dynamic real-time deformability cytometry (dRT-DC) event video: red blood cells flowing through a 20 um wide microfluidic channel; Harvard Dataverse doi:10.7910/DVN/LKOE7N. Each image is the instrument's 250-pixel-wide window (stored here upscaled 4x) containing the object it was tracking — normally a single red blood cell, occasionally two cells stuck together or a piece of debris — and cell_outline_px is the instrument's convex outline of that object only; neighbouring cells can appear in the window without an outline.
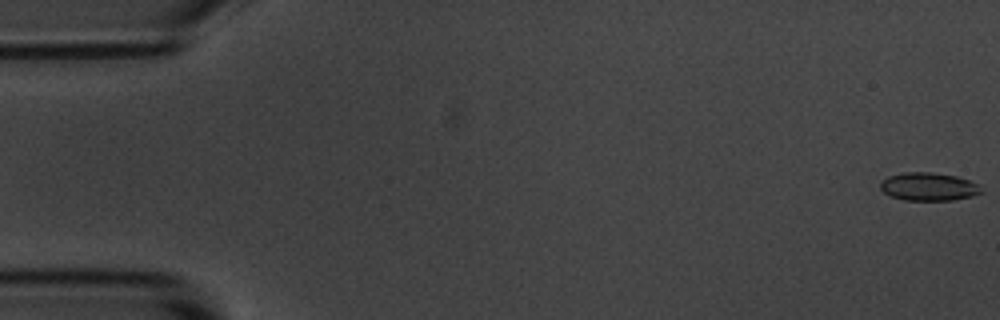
{"species": "common noctule bat (a hibernating species)", "species_latin": "Nyctalus noctula", "temperature_condition": "room temperature", "stored_images_in_passage": 5, "camera_frame_rate_fps": 3000, "um_per_image_px": 0.085, "animal": {"sex": "male", "body_mass_g": 20.1, "forearm_length_mm": 53.5}, "frame": {"image": 1, "passage_image": 1, "time_ms": 0.0, "image_size_px": [1000, 320], "cell_outline_px": [[984, 192], [972, 196], [952, 200], [904, 200], [892, 196], [884, 192], [880, 188], [880, 184], [888, 176], [904, 172], [932, 172], [956, 176], [980, 184]], "centroid_in_image_um": [78.97, 15.86], "position_along_channel_um": 6.0, "area_um2": 16.53}}
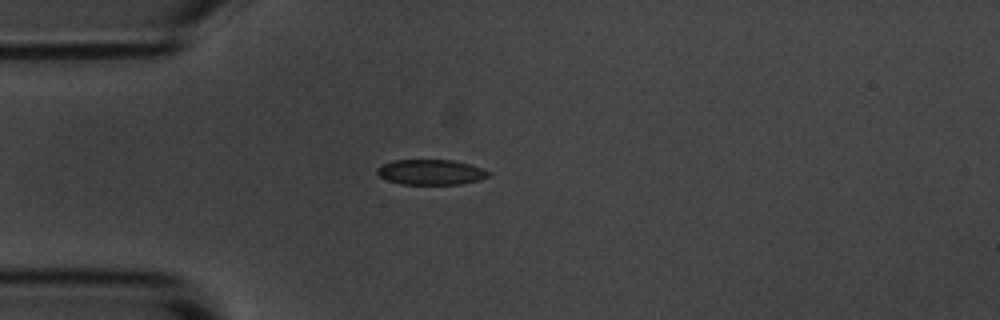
{"frame": {"image": 2, "passage_image": 5, "time_ms": 4.667, "image_size_px": [1000, 320], "cell_outline_px": [[488, 176], [480, 180], [460, 184], [400, 184], [388, 180], [380, 176], [376, 172], [376, 168], [384, 164], [396, 160], [452, 160], [468, 164], [480, 168], [488, 172]], "centroid_in_image_um": [36.59, 14.64], "position_along_channel_um": 48.4, "area_um2": 16.13}}